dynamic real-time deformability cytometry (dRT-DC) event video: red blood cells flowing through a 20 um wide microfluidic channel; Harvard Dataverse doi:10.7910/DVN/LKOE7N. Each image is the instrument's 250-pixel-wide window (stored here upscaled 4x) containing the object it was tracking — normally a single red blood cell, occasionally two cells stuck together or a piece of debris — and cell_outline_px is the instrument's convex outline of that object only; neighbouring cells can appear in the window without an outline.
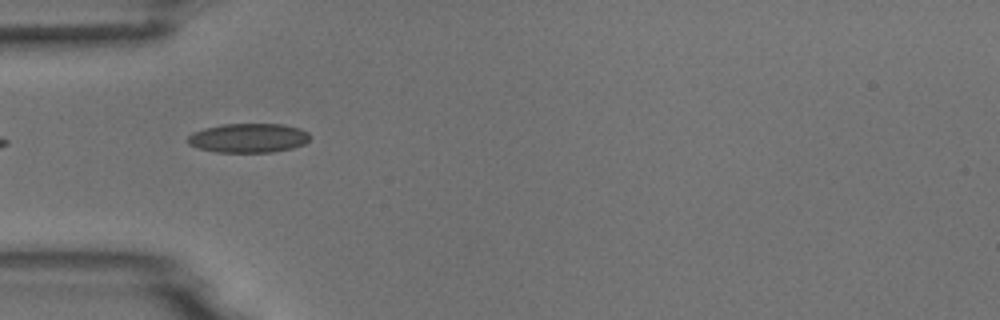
{"species": "common noctule bat (a hibernating species)", "species_latin": "Nyctalus noctula", "temperature_condition": "room temperature", "stored_images_in_passage": 10, "camera_frame_rate_fps": 3000, "um_per_image_px": 0.085, "animal": {"sex": "male", "body_mass_g": 18.8}, "frame": {"image": 1, "passage_image": 5, "time_ms": 4.667, "image_size_px": [1000, 320], "cell_outline_px": [[308, 140], [304, 144], [292, 148], [272, 152], [216, 152], [200, 148], [188, 144], [188, 136], [192, 132], [204, 128], [224, 124], [284, 124], [300, 128], [308, 132]], "centroid_in_image_um": [21.11, 11.72], "position_along_channel_um": 63.9, "area_um2": 20.75}}
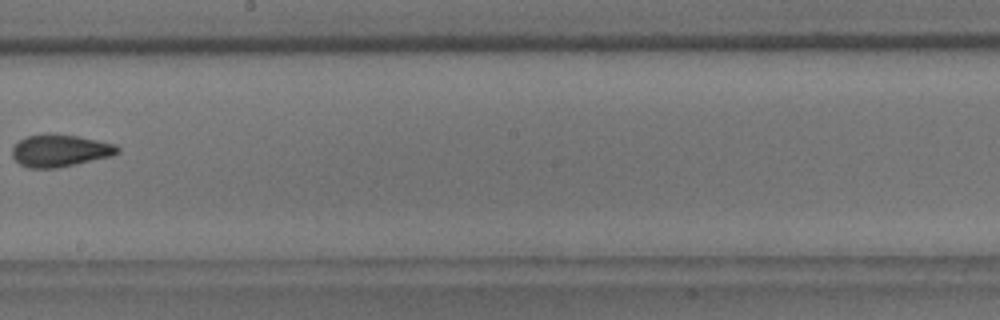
{"frame": {"image": 2, "passage_image": 9, "time_ms": 9.333, "image_size_px": [1000, 320], "cell_outline_px": [[120, 152], [112, 156], [76, 164], [56, 168], [28, 168], [20, 164], [12, 156], [12, 148], [20, 140], [28, 136], [76, 136], [116, 144], [120, 148]], "centroid_in_image_um": [5.14, 12.84], "position_along_channel_um": 243.1, "area_um2": 19.19}}
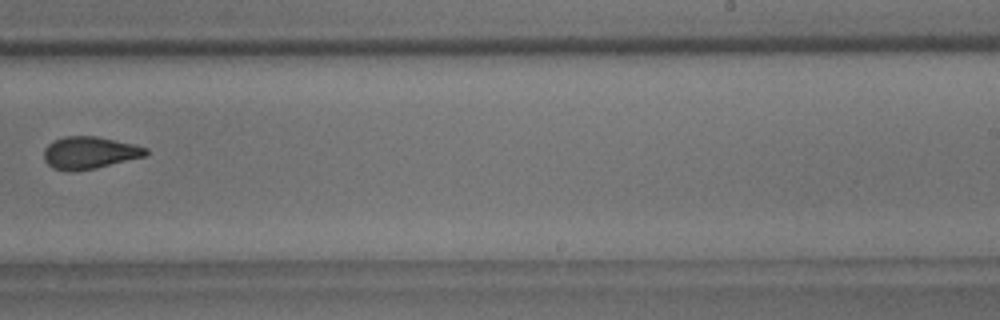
{"frame": {"image": 3, "passage_image": 10, "time_ms": 10.333, "image_size_px": [1000, 320], "cell_outline_px": [[148, 152], [144, 156], [96, 168], [72, 172], [68, 172], [52, 168], [44, 160], [44, 148], [48, 144], [64, 136], [96, 136], [132, 144], [148, 148]], "centroid_in_image_um": [7.56, 12.99], "position_along_channel_um": 281.4, "area_um2": 19.07}}